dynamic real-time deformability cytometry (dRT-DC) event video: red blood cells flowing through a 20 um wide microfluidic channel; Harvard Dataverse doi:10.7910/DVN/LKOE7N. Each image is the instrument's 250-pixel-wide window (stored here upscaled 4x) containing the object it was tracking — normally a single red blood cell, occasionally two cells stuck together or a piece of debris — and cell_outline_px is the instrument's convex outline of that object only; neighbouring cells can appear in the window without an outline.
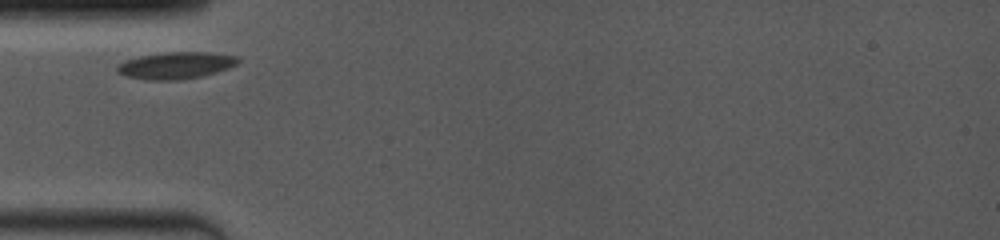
{"species": "common noctule bat (a hibernating species)", "species_latin": "Nyctalus noctula", "temperature_condition": "room temperature", "stored_images_in_passage": 4, "camera_frame_rate_fps": 4000, "um_per_image_px": 0.085, "animal": {"sex": "female", "body_mass_g": 19.0, "forearm_length_mm": 53.3}, "frame": {"image": 1, "passage_image": 1, "time_ms": 0.0, "image_size_px": [1000, 240], "cell_outline_px": [[240, 60], [236, 64], [228, 68], [216, 72], [200, 76], [180, 80], [148, 80], [128, 76], [116, 72], [116, 64], [140, 56], [164, 52], [212, 52], [236, 56]], "centroid_in_image_um": [14.94, 5.55], "position_along_channel_um": 70.1, "area_um2": 18.84}}
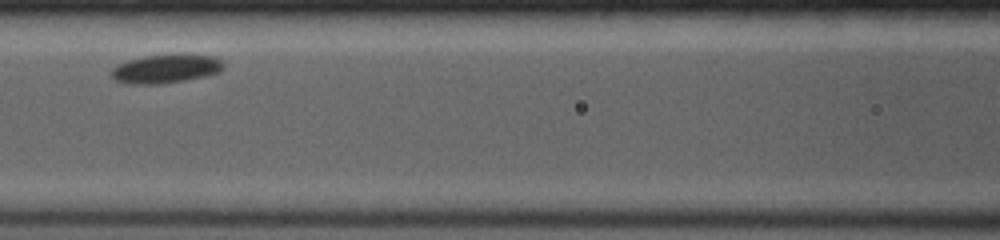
{"frame": {"image": 2, "passage_image": 3, "time_ms": 2.25, "image_size_px": [1000, 240], "cell_outline_px": [[224, 68], [220, 72], [204, 76], [184, 80], [160, 84], [128, 84], [116, 80], [108, 72], [116, 64], [128, 60], [144, 56], [180, 52], [216, 56], [224, 64]], "centroid_in_image_um": [14.1, 5.81], "position_along_channel_um": 152.5, "area_um2": 19.42}}
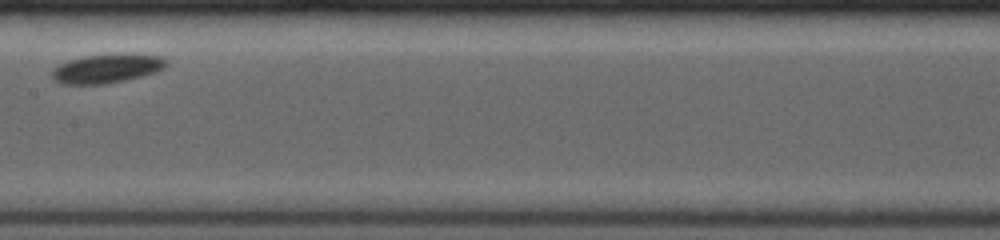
{"frame": {"image": 3, "passage_image": 4, "time_ms": 3.5, "image_size_px": [1000, 240], "cell_outline_px": [[168, 64], [164, 68], [156, 72], [144, 76], [104, 84], [60, 84], [52, 80], [52, 72], [60, 64], [68, 60], [84, 56], [116, 52], [128, 52], [164, 56], [168, 60]], "centroid_in_image_um": [9.16, 5.79], "position_along_channel_um": 198.2, "area_um2": 20.0}}